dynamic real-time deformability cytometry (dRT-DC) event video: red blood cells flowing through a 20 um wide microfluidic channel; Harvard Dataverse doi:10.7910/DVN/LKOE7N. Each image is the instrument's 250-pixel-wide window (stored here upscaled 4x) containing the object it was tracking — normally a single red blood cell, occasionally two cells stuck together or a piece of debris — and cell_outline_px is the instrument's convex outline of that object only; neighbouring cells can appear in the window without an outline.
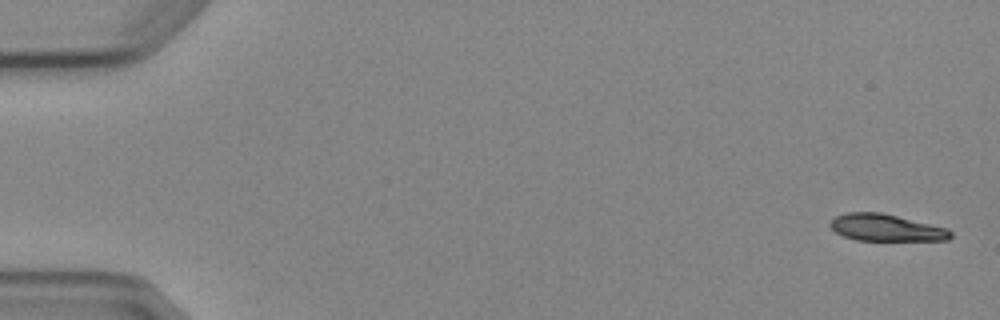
{"species": "Egyptian fruit bat (a non-hibernating species)", "species_latin": "Rousettus aegyptiacus", "temperature_condition": "cold", "stored_images_in_passage": 6, "segment_of_instrument_passage": [1, 2], "camera_frame_rate_fps": 3000, "um_per_image_px": 0.085, "animal": {"sex": "female"}, "frame": {"image": 1, "passage_image": 1, "time_ms": 0.0, "image_size_px": [1000, 320], "cell_outline_px": [[952, 236], [948, 240], [856, 240], [844, 236], [836, 232], [828, 224], [836, 216], [848, 212], [880, 212], [948, 228], [952, 232]], "centroid_in_image_um": [75.32, 19.35], "position_along_channel_um": 9.7, "area_um2": 18.73}}
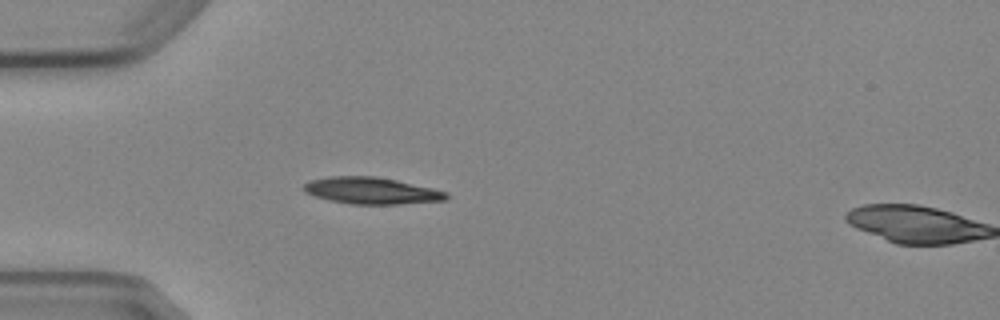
{"frame": {"image": 2, "passage_image": 5, "time_ms": 4.667, "image_size_px": [1000, 320], "cell_outline_px": [[448, 196], [444, 200], [396, 204], [352, 204], [328, 200], [304, 192], [300, 188], [308, 180], [328, 176], [376, 176], [396, 180], [432, 188], [448, 192]], "centroid_in_image_um": [31.5, 16.2], "position_along_channel_um": 53.5, "area_um2": 22.2}}